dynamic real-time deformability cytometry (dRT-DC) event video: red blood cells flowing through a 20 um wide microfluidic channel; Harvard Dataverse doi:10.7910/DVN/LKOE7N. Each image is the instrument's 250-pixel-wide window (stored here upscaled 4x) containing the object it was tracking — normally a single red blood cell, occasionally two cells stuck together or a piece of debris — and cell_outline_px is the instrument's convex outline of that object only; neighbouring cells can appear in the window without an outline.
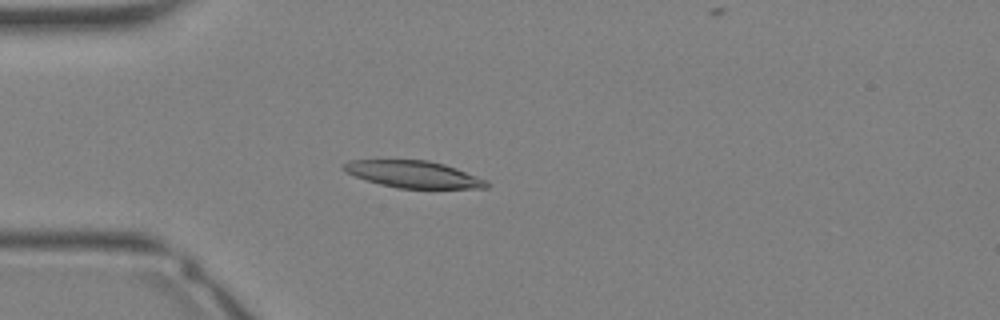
{"species": "Egyptian fruit bat (a non-hibernating species)", "species_latin": "Rousettus aegyptiacus", "temperature_condition": "warm", "stored_images_in_passage": 28, "camera_frame_rate_fps": 3000, "um_per_image_px": 0.085, "animal": {"sex": "female"}, "frame": {"image": 1, "passage_image": 2, "time_ms": 0.333, "image_size_px": [1000, 320], "cell_outline_px": [[488, 188], [396, 188], [380, 184], [344, 172], [340, 168], [348, 160], [428, 160], [444, 164], [456, 168], [488, 180]], "centroid_in_image_um": [35.13, 14.81], "position_along_channel_um": 49.9, "area_um2": 22.37}}
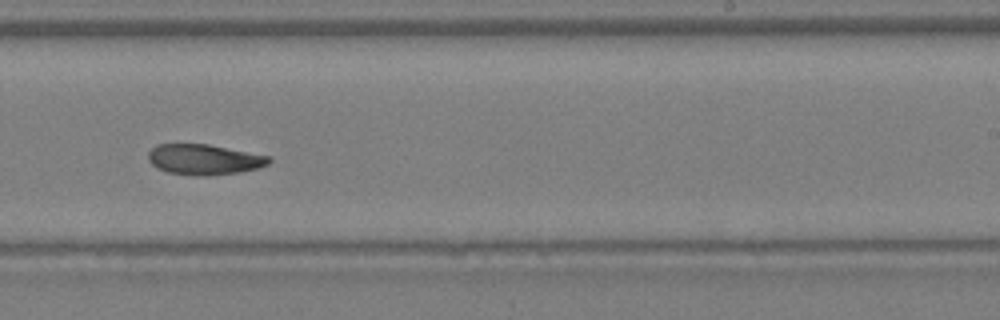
{"frame": {"image": 2, "passage_image": 14, "time_ms": 4.333, "image_size_px": [1000, 320], "cell_outline_px": [[272, 160], [268, 164], [256, 168], [236, 172], [208, 176], [204, 176], [168, 172], [156, 168], [148, 160], [148, 152], [156, 144], [208, 144], [272, 156]], "centroid_in_image_um": [17.35, 13.54], "position_along_channel_um": 271.7, "area_um2": 21.39}}
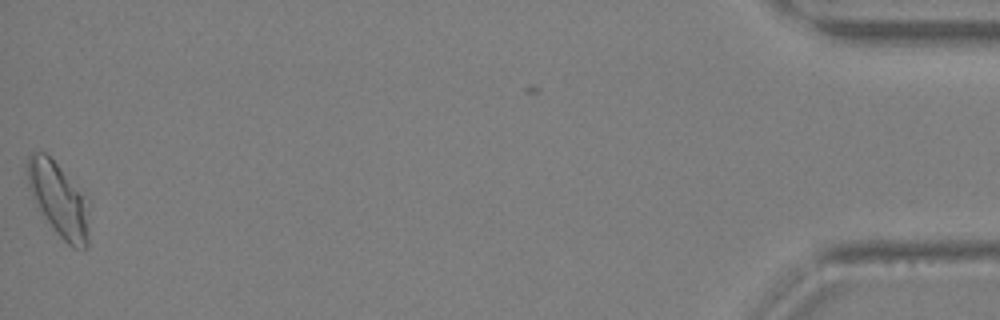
{"frame": {"image": 3, "passage_image": 27, "time_ms": 8.667, "image_size_px": [1000, 320], "cell_outline_px": [[88, 248], [72, 248], [56, 232], [36, 204], [28, 188], [28, 156], [32, 152], [44, 152], [60, 168], [80, 196], [88, 212]], "centroid_in_image_um": [4.94, 17.01], "position_along_channel_um": 430.3, "area_um2": 25.03}}